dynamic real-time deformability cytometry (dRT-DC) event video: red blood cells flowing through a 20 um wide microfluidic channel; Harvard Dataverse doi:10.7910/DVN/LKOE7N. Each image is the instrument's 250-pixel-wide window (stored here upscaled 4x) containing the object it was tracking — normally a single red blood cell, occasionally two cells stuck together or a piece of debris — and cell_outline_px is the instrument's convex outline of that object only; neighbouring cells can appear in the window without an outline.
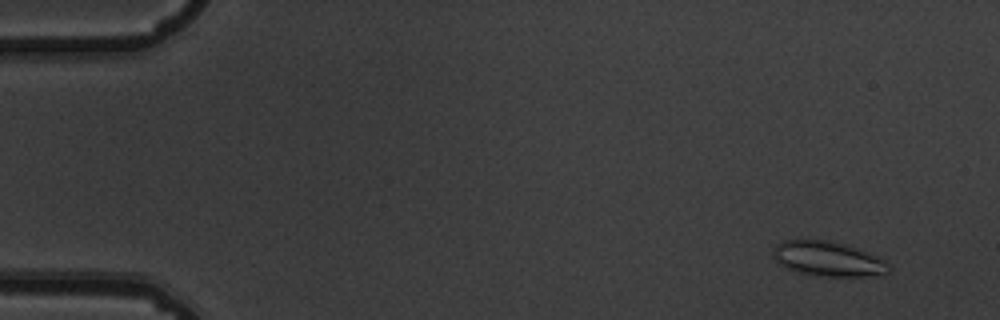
{"species": "common noctule bat (a hibernating species)", "species_latin": "Nyctalus noctula", "temperature_condition": "warm", "stored_images_in_passage": 6, "camera_frame_rate_fps": 3000, "um_per_image_px": 0.085, "animal": {"sex": "male", "body_mass_g": 19.5, "forearm_length_mm": 54.6}, "frame": {"image": 1, "passage_image": 2, "time_ms": 0.333, "image_size_px": [1000, 320], "cell_outline_px": [[892, 268], [888, 272], [880, 276], [824, 276], [796, 272], [780, 264], [772, 256], [772, 252], [776, 244], [784, 240], [832, 240], [856, 248], [876, 256], [884, 260]], "centroid_in_image_um": [70.39, 22.0], "position_along_channel_um": 14.6, "area_um2": 23.47}}
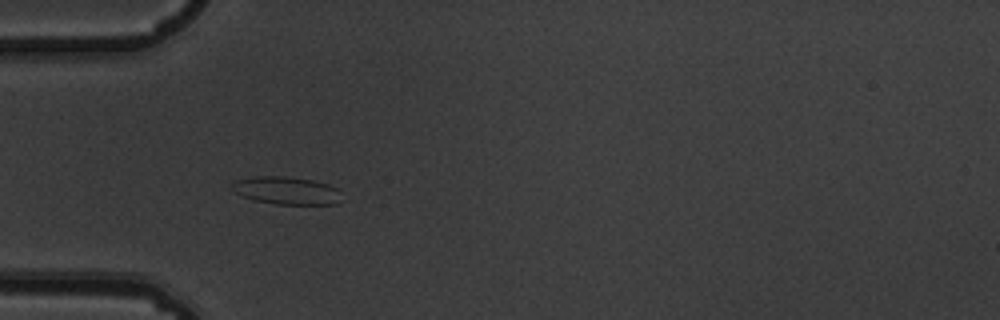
{"frame": {"image": 2, "passage_image": 5, "time_ms": 1.333, "image_size_px": [1000, 320], "cell_outline_px": [[340, 188], [336, 204], [276, 204], [252, 200], [228, 188], [236, 180], [252, 176], [288, 176], [312, 180], [328, 184]], "centroid_in_image_um": [24.3, 16.18], "position_along_channel_um": 60.7, "area_um2": 17.74}}